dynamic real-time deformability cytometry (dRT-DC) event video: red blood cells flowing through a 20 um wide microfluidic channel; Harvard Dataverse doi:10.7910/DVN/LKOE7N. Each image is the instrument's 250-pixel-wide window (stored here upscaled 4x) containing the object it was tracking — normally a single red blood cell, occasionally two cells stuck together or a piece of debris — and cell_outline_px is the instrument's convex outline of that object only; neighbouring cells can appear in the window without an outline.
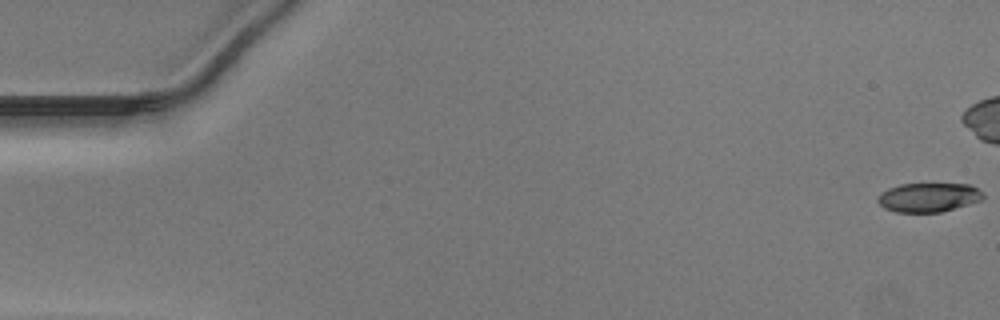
{"species": "Egyptian fruit bat (a non-hibernating species)", "species_latin": "Rousettus aegyptiacus", "temperature_condition": "warm", "stored_images_in_passage": 42, "camera_frame_rate_fps": 3000, "um_per_image_px": 0.085, "animal": {"sex": "male"}, "frame": {"image": 1, "passage_image": 1, "time_ms": 0.0, "image_size_px": [1000, 320], "cell_outline_px": [[984, 196], [980, 200], [968, 204], [940, 212], [896, 212], [884, 208], [876, 200], [880, 192], [888, 188], [900, 184], [972, 184], [984, 192]], "centroid_in_image_um": [78.91, 16.76], "position_along_channel_um": 6.1, "area_um2": 17.92}}
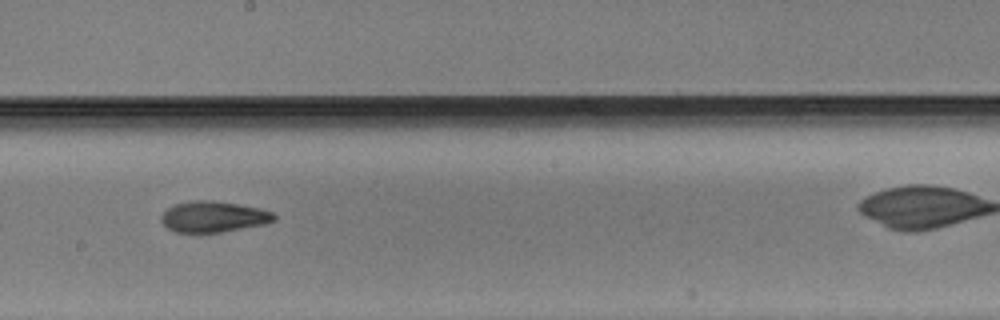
{"frame": {"image": 2, "passage_image": 29, "time_ms": 9.333, "image_size_px": [1000, 320], "cell_outline_px": [[276, 220], [264, 224], [220, 232], [176, 232], [168, 228], [160, 220], [160, 216], [172, 204], [192, 200], [212, 200], [240, 204], [260, 208], [272, 212], [276, 216]], "centroid_in_image_um": [18.13, 18.4], "position_along_channel_um": 230.1, "area_um2": 20.4}}
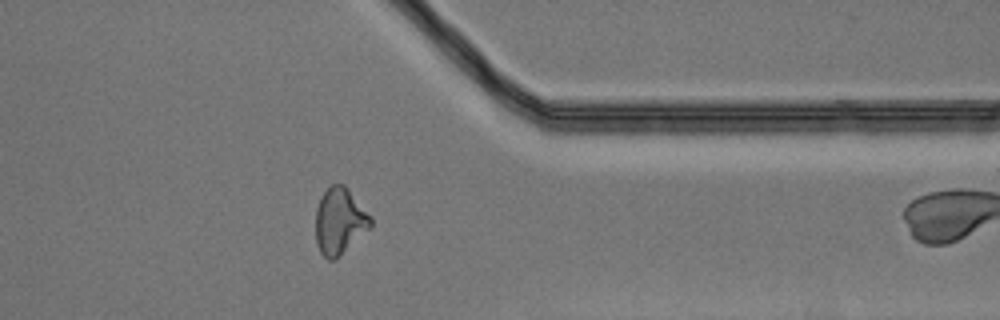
{"frame": {"image": 3, "passage_image": 41, "time_ms": 13.333, "image_size_px": [1000, 320], "cell_outline_px": [[372, 228], [336, 260], [328, 260], [320, 252], [316, 244], [316, 208], [320, 196], [332, 184], [344, 184], [348, 188], [372, 216]], "centroid_in_image_um": [28.9, 18.82], "position_along_channel_um": 382.5, "area_um2": 21.79}}